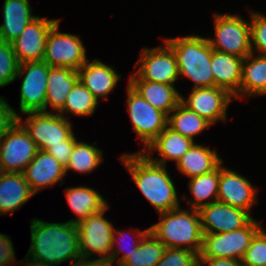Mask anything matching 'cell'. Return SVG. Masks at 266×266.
I'll return each instance as SVG.
<instances>
[{
	"label": "cell",
	"mask_w": 266,
	"mask_h": 266,
	"mask_svg": "<svg viewBox=\"0 0 266 266\" xmlns=\"http://www.w3.org/2000/svg\"><path fill=\"white\" fill-rule=\"evenodd\" d=\"M166 246L150 231L141 240L138 248L120 266H156Z\"/></svg>",
	"instance_id": "d6a6232c"
},
{
	"label": "cell",
	"mask_w": 266,
	"mask_h": 266,
	"mask_svg": "<svg viewBox=\"0 0 266 266\" xmlns=\"http://www.w3.org/2000/svg\"><path fill=\"white\" fill-rule=\"evenodd\" d=\"M24 114L27 119L24 121L18 115V122L40 150L46 151L51 145L64 144V140L74 132L71 120L59 113L38 111Z\"/></svg>",
	"instance_id": "30bf717a"
},
{
	"label": "cell",
	"mask_w": 266,
	"mask_h": 266,
	"mask_svg": "<svg viewBox=\"0 0 266 266\" xmlns=\"http://www.w3.org/2000/svg\"><path fill=\"white\" fill-rule=\"evenodd\" d=\"M156 266H199V256L183 248H166Z\"/></svg>",
	"instance_id": "74e56055"
},
{
	"label": "cell",
	"mask_w": 266,
	"mask_h": 266,
	"mask_svg": "<svg viewBox=\"0 0 266 266\" xmlns=\"http://www.w3.org/2000/svg\"><path fill=\"white\" fill-rule=\"evenodd\" d=\"M139 229L140 228H138L137 230L135 228H134V230L128 229L127 230L128 232L127 231L125 232L124 229L118 230L114 226L112 246H111V251H110V260H109V264L111 266H113L115 261L117 264L116 266H120L128 258V255H131L133 252L136 251L141 240L149 232V228H146L145 230H139ZM129 235L132 236V238L133 237L134 238H133V241H132V238L130 239V242H129L130 244H128V246H127L126 244H124V242L127 241L126 238L129 237ZM121 252H123V254ZM120 254H122V256L119 257ZM117 257H119V258L117 259Z\"/></svg>",
	"instance_id": "836d02e7"
},
{
	"label": "cell",
	"mask_w": 266,
	"mask_h": 266,
	"mask_svg": "<svg viewBox=\"0 0 266 266\" xmlns=\"http://www.w3.org/2000/svg\"><path fill=\"white\" fill-rule=\"evenodd\" d=\"M128 80H147L175 85L179 80L178 65L172 48L164 41V45L141 50L140 58Z\"/></svg>",
	"instance_id": "52a82bcc"
},
{
	"label": "cell",
	"mask_w": 266,
	"mask_h": 266,
	"mask_svg": "<svg viewBox=\"0 0 266 266\" xmlns=\"http://www.w3.org/2000/svg\"><path fill=\"white\" fill-rule=\"evenodd\" d=\"M167 126L195 142V137L212 125L180 102L168 115Z\"/></svg>",
	"instance_id": "f546056e"
},
{
	"label": "cell",
	"mask_w": 266,
	"mask_h": 266,
	"mask_svg": "<svg viewBox=\"0 0 266 266\" xmlns=\"http://www.w3.org/2000/svg\"><path fill=\"white\" fill-rule=\"evenodd\" d=\"M164 41L175 54L179 79L184 76L191 80L194 83L191 89L216 86L210 66L213 49L207 37L189 34Z\"/></svg>",
	"instance_id": "277c9868"
},
{
	"label": "cell",
	"mask_w": 266,
	"mask_h": 266,
	"mask_svg": "<svg viewBox=\"0 0 266 266\" xmlns=\"http://www.w3.org/2000/svg\"><path fill=\"white\" fill-rule=\"evenodd\" d=\"M77 140L78 139L73 132L66 140H64V144L51 145L46 151L66 167Z\"/></svg>",
	"instance_id": "ab89813d"
},
{
	"label": "cell",
	"mask_w": 266,
	"mask_h": 266,
	"mask_svg": "<svg viewBox=\"0 0 266 266\" xmlns=\"http://www.w3.org/2000/svg\"><path fill=\"white\" fill-rule=\"evenodd\" d=\"M266 96V56L250 53L243 60L240 98Z\"/></svg>",
	"instance_id": "83f0119b"
},
{
	"label": "cell",
	"mask_w": 266,
	"mask_h": 266,
	"mask_svg": "<svg viewBox=\"0 0 266 266\" xmlns=\"http://www.w3.org/2000/svg\"><path fill=\"white\" fill-rule=\"evenodd\" d=\"M127 111L132 123V131L142 143V152L167 127L168 116L149 104L128 83L126 86Z\"/></svg>",
	"instance_id": "ba28073f"
},
{
	"label": "cell",
	"mask_w": 266,
	"mask_h": 266,
	"mask_svg": "<svg viewBox=\"0 0 266 266\" xmlns=\"http://www.w3.org/2000/svg\"><path fill=\"white\" fill-rule=\"evenodd\" d=\"M243 60L244 58L235 55L212 51L210 66L214 84L227 90L234 96L235 101L240 99Z\"/></svg>",
	"instance_id": "44dd1931"
},
{
	"label": "cell",
	"mask_w": 266,
	"mask_h": 266,
	"mask_svg": "<svg viewBox=\"0 0 266 266\" xmlns=\"http://www.w3.org/2000/svg\"><path fill=\"white\" fill-rule=\"evenodd\" d=\"M244 266L241 259L199 258V266Z\"/></svg>",
	"instance_id": "b9f144b4"
},
{
	"label": "cell",
	"mask_w": 266,
	"mask_h": 266,
	"mask_svg": "<svg viewBox=\"0 0 266 266\" xmlns=\"http://www.w3.org/2000/svg\"><path fill=\"white\" fill-rule=\"evenodd\" d=\"M203 233H226L246 226L254 217L247 211L215 201L199 210Z\"/></svg>",
	"instance_id": "e0dca14e"
},
{
	"label": "cell",
	"mask_w": 266,
	"mask_h": 266,
	"mask_svg": "<svg viewBox=\"0 0 266 266\" xmlns=\"http://www.w3.org/2000/svg\"><path fill=\"white\" fill-rule=\"evenodd\" d=\"M34 195L23 173H0V216L12 215Z\"/></svg>",
	"instance_id": "7402d4cb"
},
{
	"label": "cell",
	"mask_w": 266,
	"mask_h": 266,
	"mask_svg": "<svg viewBox=\"0 0 266 266\" xmlns=\"http://www.w3.org/2000/svg\"><path fill=\"white\" fill-rule=\"evenodd\" d=\"M78 80L77 70L68 67H50L45 112L58 113L63 108L67 95ZM49 106L52 111L47 110Z\"/></svg>",
	"instance_id": "d4e9b609"
},
{
	"label": "cell",
	"mask_w": 266,
	"mask_h": 266,
	"mask_svg": "<svg viewBox=\"0 0 266 266\" xmlns=\"http://www.w3.org/2000/svg\"><path fill=\"white\" fill-rule=\"evenodd\" d=\"M49 68L50 66L44 61L19 65L16 78L23 77L19 93V110L23 115L28 112H45Z\"/></svg>",
	"instance_id": "7c38bea8"
},
{
	"label": "cell",
	"mask_w": 266,
	"mask_h": 266,
	"mask_svg": "<svg viewBox=\"0 0 266 266\" xmlns=\"http://www.w3.org/2000/svg\"><path fill=\"white\" fill-rule=\"evenodd\" d=\"M258 189L244 175L220 164L217 201L247 211L249 214L258 202ZM256 203V204H255Z\"/></svg>",
	"instance_id": "9a60e30c"
},
{
	"label": "cell",
	"mask_w": 266,
	"mask_h": 266,
	"mask_svg": "<svg viewBox=\"0 0 266 266\" xmlns=\"http://www.w3.org/2000/svg\"><path fill=\"white\" fill-rule=\"evenodd\" d=\"M31 244L26 258L59 266L63 262L81 259L77 224L48 222L33 218L30 222Z\"/></svg>",
	"instance_id": "6da1fadb"
},
{
	"label": "cell",
	"mask_w": 266,
	"mask_h": 266,
	"mask_svg": "<svg viewBox=\"0 0 266 266\" xmlns=\"http://www.w3.org/2000/svg\"><path fill=\"white\" fill-rule=\"evenodd\" d=\"M56 266V265H48V264H44V263H40V262H36L30 259H27L26 257H24V259L22 261H19L17 266Z\"/></svg>",
	"instance_id": "ee69618b"
},
{
	"label": "cell",
	"mask_w": 266,
	"mask_h": 266,
	"mask_svg": "<svg viewBox=\"0 0 266 266\" xmlns=\"http://www.w3.org/2000/svg\"><path fill=\"white\" fill-rule=\"evenodd\" d=\"M27 131L17 123L0 140V167L5 173H23L38 151Z\"/></svg>",
	"instance_id": "4fadbf2b"
},
{
	"label": "cell",
	"mask_w": 266,
	"mask_h": 266,
	"mask_svg": "<svg viewBox=\"0 0 266 266\" xmlns=\"http://www.w3.org/2000/svg\"><path fill=\"white\" fill-rule=\"evenodd\" d=\"M77 72L80 82L98 101L107 99L122 78V74L117 73L114 66L97 58L93 61L87 60Z\"/></svg>",
	"instance_id": "d6986e66"
},
{
	"label": "cell",
	"mask_w": 266,
	"mask_h": 266,
	"mask_svg": "<svg viewBox=\"0 0 266 266\" xmlns=\"http://www.w3.org/2000/svg\"><path fill=\"white\" fill-rule=\"evenodd\" d=\"M241 260L244 266H266V230L263 227L252 238Z\"/></svg>",
	"instance_id": "8d00e7d4"
},
{
	"label": "cell",
	"mask_w": 266,
	"mask_h": 266,
	"mask_svg": "<svg viewBox=\"0 0 266 266\" xmlns=\"http://www.w3.org/2000/svg\"><path fill=\"white\" fill-rule=\"evenodd\" d=\"M19 65L12 43L0 39V88L16 80Z\"/></svg>",
	"instance_id": "e575fe53"
},
{
	"label": "cell",
	"mask_w": 266,
	"mask_h": 266,
	"mask_svg": "<svg viewBox=\"0 0 266 266\" xmlns=\"http://www.w3.org/2000/svg\"><path fill=\"white\" fill-rule=\"evenodd\" d=\"M108 209L109 204L77 224L81 259L109 263L114 225L104 216Z\"/></svg>",
	"instance_id": "8992f818"
},
{
	"label": "cell",
	"mask_w": 266,
	"mask_h": 266,
	"mask_svg": "<svg viewBox=\"0 0 266 266\" xmlns=\"http://www.w3.org/2000/svg\"><path fill=\"white\" fill-rule=\"evenodd\" d=\"M99 101L94 95L78 80L66 97L63 108L58 112L65 117L90 116L95 113ZM69 114V115H68Z\"/></svg>",
	"instance_id": "1f68e13d"
},
{
	"label": "cell",
	"mask_w": 266,
	"mask_h": 266,
	"mask_svg": "<svg viewBox=\"0 0 266 266\" xmlns=\"http://www.w3.org/2000/svg\"><path fill=\"white\" fill-rule=\"evenodd\" d=\"M219 178L220 165L212 172L190 178L188 189L193 198L188 199V196H182L188 201V208L199 210L201 207L217 201Z\"/></svg>",
	"instance_id": "f1b7e54d"
},
{
	"label": "cell",
	"mask_w": 266,
	"mask_h": 266,
	"mask_svg": "<svg viewBox=\"0 0 266 266\" xmlns=\"http://www.w3.org/2000/svg\"><path fill=\"white\" fill-rule=\"evenodd\" d=\"M60 19L49 31L43 61L50 67L78 70L88 59L80 36L59 32Z\"/></svg>",
	"instance_id": "8fae6325"
},
{
	"label": "cell",
	"mask_w": 266,
	"mask_h": 266,
	"mask_svg": "<svg viewBox=\"0 0 266 266\" xmlns=\"http://www.w3.org/2000/svg\"><path fill=\"white\" fill-rule=\"evenodd\" d=\"M195 142L173 131L168 126L142 152L153 162L166 165L169 161L176 163ZM159 157H153V154ZM152 154V155H151Z\"/></svg>",
	"instance_id": "ffe728a7"
},
{
	"label": "cell",
	"mask_w": 266,
	"mask_h": 266,
	"mask_svg": "<svg viewBox=\"0 0 266 266\" xmlns=\"http://www.w3.org/2000/svg\"><path fill=\"white\" fill-rule=\"evenodd\" d=\"M186 95L181 94L180 102L212 126L219 121L227 122V110L233 99L235 100L227 90L217 86L191 89Z\"/></svg>",
	"instance_id": "5bb4252c"
},
{
	"label": "cell",
	"mask_w": 266,
	"mask_h": 266,
	"mask_svg": "<svg viewBox=\"0 0 266 266\" xmlns=\"http://www.w3.org/2000/svg\"><path fill=\"white\" fill-rule=\"evenodd\" d=\"M264 226L252 219L241 229L226 233H203L199 258L242 259L252 238Z\"/></svg>",
	"instance_id": "9c48e42d"
},
{
	"label": "cell",
	"mask_w": 266,
	"mask_h": 266,
	"mask_svg": "<svg viewBox=\"0 0 266 266\" xmlns=\"http://www.w3.org/2000/svg\"><path fill=\"white\" fill-rule=\"evenodd\" d=\"M128 84L149 104L167 116L177 107L181 94L175 85L147 80H128Z\"/></svg>",
	"instance_id": "cb8c5ba5"
},
{
	"label": "cell",
	"mask_w": 266,
	"mask_h": 266,
	"mask_svg": "<svg viewBox=\"0 0 266 266\" xmlns=\"http://www.w3.org/2000/svg\"><path fill=\"white\" fill-rule=\"evenodd\" d=\"M92 144L77 140L74 144L73 152L70 155L69 162L65 167V174L70 171H76L80 174H90L100 166L104 161L103 150Z\"/></svg>",
	"instance_id": "4dcf8cb0"
},
{
	"label": "cell",
	"mask_w": 266,
	"mask_h": 266,
	"mask_svg": "<svg viewBox=\"0 0 266 266\" xmlns=\"http://www.w3.org/2000/svg\"><path fill=\"white\" fill-rule=\"evenodd\" d=\"M69 266H111V265L106 261L80 259L77 262L70 264Z\"/></svg>",
	"instance_id": "7bdbcfd3"
},
{
	"label": "cell",
	"mask_w": 266,
	"mask_h": 266,
	"mask_svg": "<svg viewBox=\"0 0 266 266\" xmlns=\"http://www.w3.org/2000/svg\"><path fill=\"white\" fill-rule=\"evenodd\" d=\"M10 236L0 233V266H13L17 261Z\"/></svg>",
	"instance_id": "60d3db41"
},
{
	"label": "cell",
	"mask_w": 266,
	"mask_h": 266,
	"mask_svg": "<svg viewBox=\"0 0 266 266\" xmlns=\"http://www.w3.org/2000/svg\"><path fill=\"white\" fill-rule=\"evenodd\" d=\"M120 161L132 180L157 213L181 206L167 166L151 161L143 152L122 153Z\"/></svg>",
	"instance_id": "7a4b0ae2"
},
{
	"label": "cell",
	"mask_w": 266,
	"mask_h": 266,
	"mask_svg": "<svg viewBox=\"0 0 266 266\" xmlns=\"http://www.w3.org/2000/svg\"><path fill=\"white\" fill-rule=\"evenodd\" d=\"M205 145L195 142L176 163L177 170L182 175L192 178L215 170L224 160Z\"/></svg>",
	"instance_id": "484cf974"
},
{
	"label": "cell",
	"mask_w": 266,
	"mask_h": 266,
	"mask_svg": "<svg viewBox=\"0 0 266 266\" xmlns=\"http://www.w3.org/2000/svg\"><path fill=\"white\" fill-rule=\"evenodd\" d=\"M214 36L207 37L213 50L245 58L251 52L250 22L238 14L214 13Z\"/></svg>",
	"instance_id": "5b68a950"
},
{
	"label": "cell",
	"mask_w": 266,
	"mask_h": 266,
	"mask_svg": "<svg viewBox=\"0 0 266 266\" xmlns=\"http://www.w3.org/2000/svg\"><path fill=\"white\" fill-rule=\"evenodd\" d=\"M67 204L77 218L70 219L72 224H78L94 213L100 212L109 203L101 193L87 186L67 187L65 190Z\"/></svg>",
	"instance_id": "4316f807"
},
{
	"label": "cell",
	"mask_w": 266,
	"mask_h": 266,
	"mask_svg": "<svg viewBox=\"0 0 266 266\" xmlns=\"http://www.w3.org/2000/svg\"><path fill=\"white\" fill-rule=\"evenodd\" d=\"M2 8L0 39L8 43L16 40L26 26L38 16L33 14L30 0H5Z\"/></svg>",
	"instance_id": "603a6c76"
},
{
	"label": "cell",
	"mask_w": 266,
	"mask_h": 266,
	"mask_svg": "<svg viewBox=\"0 0 266 266\" xmlns=\"http://www.w3.org/2000/svg\"><path fill=\"white\" fill-rule=\"evenodd\" d=\"M5 98L0 96V140L17 123L19 115Z\"/></svg>",
	"instance_id": "f35d334b"
},
{
	"label": "cell",
	"mask_w": 266,
	"mask_h": 266,
	"mask_svg": "<svg viewBox=\"0 0 266 266\" xmlns=\"http://www.w3.org/2000/svg\"><path fill=\"white\" fill-rule=\"evenodd\" d=\"M249 11L252 53L266 56V15L253 9Z\"/></svg>",
	"instance_id": "d590c367"
},
{
	"label": "cell",
	"mask_w": 266,
	"mask_h": 266,
	"mask_svg": "<svg viewBox=\"0 0 266 266\" xmlns=\"http://www.w3.org/2000/svg\"><path fill=\"white\" fill-rule=\"evenodd\" d=\"M161 220L151 225L149 231L166 248L188 249L198 256L203 245V231L197 209H183L181 206L158 213Z\"/></svg>",
	"instance_id": "3957f363"
},
{
	"label": "cell",
	"mask_w": 266,
	"mask_h": 266,
	"mask_svg": "<svg viewBox=\"0 0 266 266\" xmlns=\"http://www.w3.org/2000/svg\"><path fill=\"white\" fill-rule=\"evenodd\" d=\"M59 18L47 19L39 15L12 42V47L20 64L43 61L49 31Z\"/></svg>",
	"instance_id": "2e32d148"
},
{
	"label": "cell",
	"mask_w": 266,
	"mask_h": 266,
	"mask_svg": "<svg viewBox=\"0 0 266 266\" xmlns=\"http://www.w3.org/2000/svg\"><path fill=\"white\" fill-rule=\"evenodd\" d=\"M23 174L35 195L59 182V185H63L62 180L66 176L65 167L47 151L40 149Z\"/></svg>",
	"instance_id": "ac0fdd59"
}]
</instances>
